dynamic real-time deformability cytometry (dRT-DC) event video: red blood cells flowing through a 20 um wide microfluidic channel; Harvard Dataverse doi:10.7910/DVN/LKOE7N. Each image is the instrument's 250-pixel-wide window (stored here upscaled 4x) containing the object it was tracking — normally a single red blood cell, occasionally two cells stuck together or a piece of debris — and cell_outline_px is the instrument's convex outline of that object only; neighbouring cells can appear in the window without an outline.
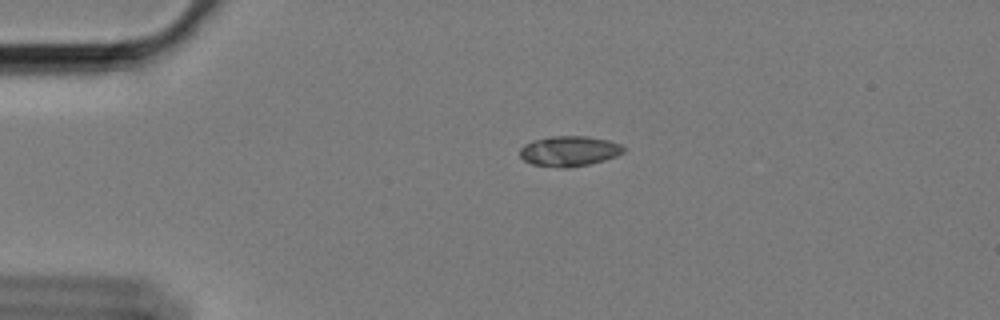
{"species": "Egyptian fruit bat (a non-hibernating species)", "species_latin": "Rousettus aegyptiacus", "temperature_condition": "cold", "stored_images_in_passage": 59, "camera_frame_rate_fps": 3000, "um_per_image_px": 0.085, "animal": {"sex": "female"}, "frame": {"image": 1, "passage_image": 13, "time_ms": 4.0, "image_size_px": [1000, 320], "cell_outline_px": [[624, 152], [616, 156], [604, 160], [588, 164], [568, 168], [560, 168], [532, 164], [524, 160], [520, 156], [520, 148], [524, 144], [532, 140], [552, 136], [588, 136], [608, 140], [620, 144], [624, 148]], "centroid_in_image_um": [48.36, 12.84], "position_along_channel_um": 36.6, "area_um2": 18.32}}
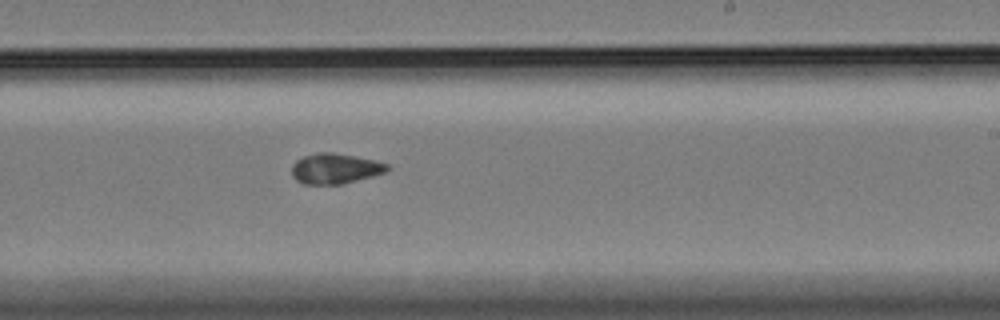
{"frame": {"image": 2, "passage_image": 36, "time_ms": 11.667, "image_size_px": [1000, 320], "cell_outline_px": [[392, 168], [384, 172], [372, 176], [344, 184], [304, 184], [296, 180], [292, 176], [292, 164], [296, 160], [304, 156], [316, 152], [332, 152], [356, 156], [376, 160], [388, 164]], "centroid_in_image_um": [28.49, 14.32], "position_along_channel_um": 260.5, "area_um2": 17.05}}
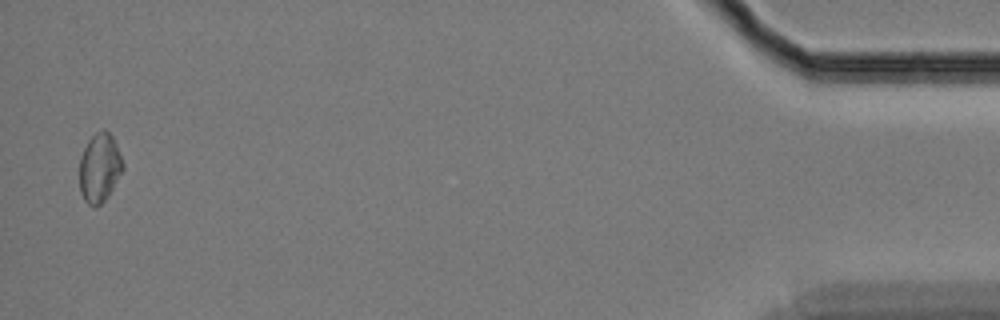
{"frame": {"image": 3, "passage_image": 58, "time_ms": 19.0, "image_size_px": [1000, 320], "cell_outline_px": [[124, 168], [108, 196], [100, 204], [88, 204], [84, 200], [80, 192], [80, 156], [88, 140], [96, 132], [104, 128], [112, 136], [116, 144], [124, 164]], "centroid_in_image_um": [8.46, 14.23], "position_along_channel_um": 426.7, "area_um2": 17.28}, "authors_computed_cell_mechanics": {"area_um2": 17.3978, "velocity_mm_per_s": 3.3891, "shape_relaxation_time_tau1_ms": null, "shape_relaxation_time_tau2_ms": 4.1562, "deformation_change_tau1": null, "deformation_change_tau2": 0.0772}}